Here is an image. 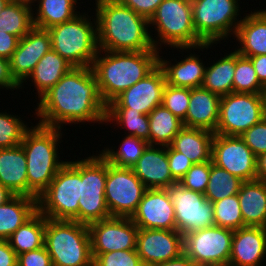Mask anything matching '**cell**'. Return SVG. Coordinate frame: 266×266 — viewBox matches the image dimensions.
<instances>
[{
    "instance_id": "obj_39",
    "label": "cell",
    "mask_w": 266,
    "mask_h": 266,
    "mask_svg": "<svg viewBox=\"0 0 266 266\" xmlns=\"http://www.w3.org/2000/svg\"><path fill=\"white\" fill-rule=\"evenodd\" d=\"M264 87L258 80L251 60L236 51V68L233 77V92L262 94Z\"/></svg>"
},
{
    "instance_id": "obj_31",
    "label": "cell",
    "mask_w": 266,
    "mask_h": 266,
    "mask_svg": "<svg viewBox=\"0 0 266 266\" xmlns=\"http://www.w3.org/2000/svg\"><path fill=\"white\" fill-rule=\"evenodd\" d=\"M78 0H37L33 5V25L41 29H49L74 19L80 14L76 11ZM37 6V7H36ZM36 11V12H35ZM35 12V13H34ZM35 15V16H34Z\"/></svg>"
},
{
    "instance_id": "obj_19",
    "label": "cell",
    "mask_w": 266,
    "mask_h": 266,
    "mask_svg": "<svg viewBox=\"0 0 266 266\" xmlns=\"http://www.w3.org/2000/svg\"><path fill=\"white\" fill-rule=\"evenodd\" d=\"M51 36L47 29L33 27L19 40L18 47L9 59L10 72L15 81L24 88L26 79L39 60L50 50Z\"/></svg>"
},
{
    "instance_id": "obj_58",
    "label": "cell",
    "mask_w": 266,
    "mask_h": 266,
    "mask_svg": "<svg viewBox=\"0 0 266 266\" xmlns=\"http://www.w3.org/2000/svg\"><path fill=\"white\" fill-rule=\"evenodd\" d=\"M263 99H264V110H265V118H266V88L263 91Z\"/></svg>"
},
{
    "instance_id": "obj_12",
    "label": "cell",
    "mask_w": 266,
    "mask_h": 266,
    "mask_svg": "<svg viewBox=\"0 0 266 266\" xmlns=\"http://www.w3.org/2000/svg\"><path fill=\"white\" fill-rule=\"evenodd\" d=\"M175 210V230L181 235L215 225L213 203L205 195L176 182L165 188Z\"/></svg>"
},
{
    "instance_id": "obj_27",
    "label": "cell",
    "mask_w": 266,
    "mask_h": 266,
    "mask_svg": "<svg viewBox=\"0 0 266 266\" xmlns=\"http://www.w3.org/2000/svg\"><path fill=\"white\" fill-rule=\"evenodd\" d=\"M215 133L200 129L183 127L174 137L170 146L183 153L193 164L212 161V144Z\"/></svg>"
},
{
    "instance_id": "obj_45",
    "label": "cell",
    "mask_w": 266,
    "mask_h": 266,
    "mask_svg": "<svg viewBox=\"0 0 266 266\" xmlns=\"http://www.w3.org/2000/svg\"><path fill=\"white\" fill-rule=\"evenodd\" d=\"M240 137L256 157L266 153V118L261 122L254 124Z\"/></svg>"
},
{
    "instance_id": "obj_46",
    "label": "cell",
    "mask_w": 266,
    "mask_h": 266,
    "mask_svg": "<svg viewBox=\"0 0 266 266\" xmlns=\"http://www.w3.org/2000/svg\"><path fill=\"white\" fill-rule=\"evenodd\" d=\"M167 157L171 175L178 182L192 167L193 163L183 153L167 146Z\"/></svg>"
},
{
    "instance_id": "obj_8",
    "label": "cell",
    "mask_w": 266,
    "mask_h": 266,
    "mask_svg": "<svg viewBox=\"0 0 266 266\" xmlns=\"http://www.w3.org/2000/svg\"><path fill=\"white\" fill-rule=\"evenodd\" d=\"M81 160L67 161L37 198V210L52 220L79 222Z\"/></svg>"
},
{
    "instance_id": "obj_30",
    "label": "cell",
    "mask_w": 266,
    "mask_h": 266,
    "mask_svg": "<svg viewBox=\"0 0 266 266\" xmlns=\"http://www.w3.org/2000/svg\"><path fill=\"white\" fill-rule=\"evenodd\" d=\"M37 211V199L15 195L0 205V240H7Z\"/></svg>"
},
{
    "instance_id": "obj_51",
    "label": "cell",
    "mask_w": 266,
    "mask_h": 266,
    "mask_svg": "<svg viewBox=\"0 0 266 266\" xmlns=\"http://www.w3.org/2000/svg\"><path fill=\"white\" fill-rule=\"evenodd\" d=\"M18 255L7 240H0V266H17Z\"/></svg>"
},
{
    "instance_id": "obj_25",
    "label": "cell",
    "mask_w": 266,
    "mask_h": 266,
    "mask_svg": "<svg viewBox=\"0 0 266 266\" xmlns=\"http://www.w3.org/2000/svg\"><path fill=\"white\" fill-rule=\"evenodd\" d=\"M240 46L236 51L244 57L266 54V9L247 13L233 37ZM240 47V48H239Z\"/></svg>"
},
{
    "instance_id": "obj_47",
    "label": "cell",
    "mask_w": 266,
    "mask_h": 266,
    "mask_svg": "<svg viewBox=\"0 0 266 266\" xmlns=\"http://www.w3.org/2000/svg\"><path fill=\"white\" fill-rule=\"evenodd\" d=\"M17 266H53L52 259L45 246L23 252L17 257Z\"/></svg>"
},
{
    "instance_id": "obj_9",
    "label": "cell",
    "mask_w": 266,
    "mask_h": 266,
    "mask_svg": "<svg viewBox=\"0 0 266 266\" xmlns=\"http://www.w3.org/2000/svg\"><path fill=\"white\" fill-rule=\"evenodd\" d=\"M191 4L194 29L206 44L217 45L234 37L242 21L240 0H195Z\"/></svg>"
},
{
    "instance_id": "obj_49",
    "label": "cell",
    "mask_w": 266,
    "mask_h": 266,
    "mask_svg": "<svg viewBox=\"0 0 266 266\" xmlns=\"http://www.w3.org/2000/svg\"><path fill=\"white\" fill-rule=\"evenodd\" d=\"M20 38L0 31V57L10 59L16 48L18 47Z\"/></svg>"
},
{
    "instance_id": "obj_7",
    "label": "cell",
    "mask_w": 266,
    "mask_h": 266,
    "mask_svg": "<svg viewBox=\"0 0 266 266\" xmlns=\"http://www.w3.org/2000/svg\"><path fill=\"white\" fill-rule=\"evenodd\" d=\"M152 26H155V34L157 33V37H153L155 34L151 33L156 50L161 51L163 45H168L171 49L173 47L175 50L176 48H196L206 44L194 29L190 1L163 0L149 20V27Z\"/></svg>"
},
{
    "instance_id": "obj_29",
    "label": "cell",
    "mask_w": 266,
    "mask_h": 266,
    "mask_svg": "<svg viewBox=\"0 0 266 266\" xmlns=\"http://www.w3.org/2000/svg\"><path fill=\"white\" fill-rule=\"evenodd\" d=\"M73 66L52 49L37 63L27 80L31 81L40 98L52 88Z\"/></svg>"
},
{
    "instance_id": "obj_20",
    "label": "cell",
    "mask_w": 266,
    "mask_h": 266,
    "mask_svg": "<svg viewBox=\"0 0 266 266\" xmlns=\"http://www.w3.org/2000/svg\"><path fill=\"white\" fill-rule=\"evenodd\" d=\"M131 220L139 229L175 230V210L166 189H146Z\"/></svg>"
},
{
    "instance_id": "obj_5",
    "label": "cell",
    "mask_w": 266,
    "mask_h": 266,
    "mask_svg": "<svg viewBox=\"0 0 266 266\" xmlns=\"http://www.w3.org/2000/svg\"><path fill=\"white\" fill-rule=\"evenodd\" d=\"M47 30L53 51L73 67L92 66L99 51L96 18L80 13L74 19Z\"/></svg>"
},
{
    "instance_id": "obj_33",
    "label": "cell",
    "mask_w": 266,
    "mask_h": 266,
    "mask_svg": "<svg viewBox=\"0 0 266 266\" xmlns=\"http://www.w3.org/2000/svg\"><path fill=\"white\" fill-rule=\"evenodd\" d=\"M46 217L38 210L24 222L8 239L17 255L44 246Z\"/></svg>"
},
{
    "instance_id": "obj_43",
    "label": "cell",
    "mask_w": 266,
    "mask_h": 266,
    "mask_svg": "<svg viewBox=\"0 0 266 266\" xmlns=\"http://www.w3.org/2000/svg\"><path fill=\"white\" fill-rule=\"evenodd\" d=\"M93 266H144L136 250L92 254Z\"/></svg>"
},
{
    "instance_id": "obj_40",
    "label": "cell",
    "mask_w": 266,
    "mask_h": 266,
    "mask_svg": "<svg viewBox=\"0 0 266 266\" xmlns=\"http://www.w3.org/2000/svg\"><path fill=\"white\" fill-rule=\"evenodd\" d=\"M215 225L230 230L244 227L238 195L213 202Z\"/></svg>"
},
{
    "instance_id": "obj_18",
    "label": "cell",
    "mask_w": 266,
    "mask_h": 266,
    "mask_svg": "<svg viewBox=\"0 0 266 266\" xmlns=\"http://www.w3.org/2000/svg\"><path fill=\"white\" fill-rule=\"evenodd\" d=\"M136 252L144 266H153L184 253L183 235L176 230L138 229Z\"/></svg>"
},
{
    "instance_id": "obj_59",
    "label": "cell",
    "mask_w": 266,
    "mask_h": 266,
    "mask_svg": "<svg viewBox=\"0 0 266 266\" xmlns=\"http://www.w3.org/2000/svg\"><path fill=\"white\" fill-rule=\"evenodd\" d=\"M200 266H230L229 264H210V265H200Z\"/></svg>"
},
{
    "instance_id": "obj_37",
    "label": "cell",
    "mask_w": 266,
    "mask_h": 266,
    "mask_svg": "<svg viewBox=\"0 0 266 266\" xmlns=\"http://www.w3.org/2000/svg\"><path fill=\"white\" fill-rule=\"evenodd\" d=\"M244 181L210 161V177L204 193L207 200L216 202L238 194Z\"/></svg>"
},
{
    "instance_id": "obj_13",
    "label": "cell",
    "mask_w": 266,
    "mask_h": 266,
    "mask_svg": "<svg viewBox=\"0 0 266 266\" xmlns=\"http://www.w3.org/2000/svg\"><path fill=\"white\" fill-rule=\"evenodd\" d=\"M146 189L132 168L107 162L105 200L111 217L131 218Z\"/></svg>"
},
{
    "instance_id": "obj_48",
    "label": "cell",
    "mask_w": 266,
    "mask_h": 266,
    "mask_svg": "<svg viewBox=\"0 0 266 266\" xmlns=\"http://www.w3.org/2000/svg\"><path fill=\"white\" fill-rule=\"evenodd\" d=\"M122 5L129 7L137 14L147 18L154 15L157 7L163 0H118Z\"/></svg>"
},
{
    "instance_id": "obj_34",
    "label": "cell",
    "mask_w": 266,
    "mask_h": 266,
    "mask_svg": "<svg viewBox=\"0 0 266 266\" xmlns=\"http://www.w3.org/2000/svg\"><path fill=\"white\" fill-rule=\"evenodd\" d=\"M149 145L169 146L184 127L182 120L163 105L155 107L149 114Z\"/></svg>"
},
{
    "instance_id": "obj_42",
    "label": "cell",
    "mask_w": 266,
    "mask_h": 266,
    "mask_svg": "<svg viewBox=\"0 0 266 266\" xmlns=\"http://www.w3.org/2000/svg\"><path fill=\"white\" fill-rule=\"evenodd\" d=\"M190 88L175 87L166 83L162 105L180 120H184L189 106Z\"/></svg>"
},
{
    "instance_id": "obj_52",
    "label": "cell",
    "mask_w": 266,
    "mask_h": 266,
    "mask_svg": "<svg viewBox=\"0 0 266 266\" xmlns=\"http://www.w3.org/2000/svg\"><path fill=\"white\" fill-rule=\"evenodd\" d=\"M257 73L260 84L266 88V54L248 57Z\"/></svg>"
},
{
    "instance_id": "obj_22",
    "label": "cell",
    "mask_w": 266,
    "mask_h": 266,
    "mask_svg": "<svg viewBox=\"0 0 266 266\" xmlns=\"http://www.w3.org/2000/svg\"><path fill=\"white\" fill-rule=\"evenodd\" d=\"M266 228L244 226L234 230L230 266H262L266 258Z\"/></svg>"
},
{
    "instance_id": "obj_11",
    "label": "cell",
    "mask_w": 266,
    "mask_h": 266,
    "mask_svg": "<svg viewBox=\"0 0 266 266\" xmlns=\"http://www.w3.org/2000/svg\"><path fill=\"white\" fill-rule=\"evenodd\" d=\"M264 118L263 94L231 92L221 96L215 134L241 136Z\"/></svg>"
},
{
    "instance_id": "obj_16",
    "label": "cell",
    "mask_w": 266,
    "mask_h": 266,
    "mask_svg": "<svg viewBox=\"0 0 266 266\" xmlns=\"http://www.w3.org/2000/svg\"><path fill=\"white\" fill-rule=\"evenodd\" d=\"M166 76L158 65L144 79L139 80L107 105V111H138L148 115L162 105Z\"/></svg>"
},
{
    "instance_id": "obj_28",
    "label": "cell",
    "mask_w": 266,
    "mask_h": 266,
    "mask_svg": "<svg viewBox=\"0 0 266 266\" xmlns=\"http://www.w3.org/2000/svg\"><path fill=\"white\" fill-rule=\"evenodd\" d=\"M237 195L244 226L266 228V181H245Z\"/></svg>"
},
{
    "instance_id": "obj_17",
    "label": "cell",
    "mask_w": 266,
    "mask_h": 266,
    "mask_svg": "<svg viewBox=\"0 0 266 266\" xmlns=\"http://www.w3.org/2000/svg\"><path fill=\"white\" fill-rule=\"evenodd\" d=\"M88 226L92 254L136 250L138 227L127 217H109Z\"/></svg>"
},
{
    "instance_id": "obj_14",
    "label": "cell",
    "mask_w": 266,
    "mask_h": 266,
    "mask_svg": "<svg viewBox=\"0 0 266 266\" xmlns=\"http://www.w3.org/2000/svg\"><path fill=\"white\" fill-rule=\"evenodd\" d=\"M233 230L211 226L183 235L184 254L197 266L228 264Z\"/></svg>"
},
{
    "instance_id": "obj_32",
    "label": "cell",
    "mask_w": 266,
    "mask_h": 266,
    "mask_svg": "<svg viewBox=\"0 0 266 266\" xmlns=\"http://www.w3.org/2000/svg\"><path fill=\"white\" fill-rule=\"evenodd\" d=\"M213 60L210 66L205 68L202 88L224 96L233 92V77L236 68V50L228 54L225 53L224 57Z\"/></svg>"
},
{
    "instance_id": "obj_6",
    "label": "cell",
    "mask_w": 266,
    "mask_h": 266,
    "mask_svg": "<svg viewBox=\"0 0 266 266\" xmlns=\"http://www.w3.org/2000/svg\"><path fill=\"white\" fill-rule=\"evenodd\" d=\"M44 246L53 266H93L86 224L46 218Z\"/></svg>"
},
{
    "instance_id": "obj_44",
    "label": "cell",
    "mask_w": 266,
    "mask_h": 266,
    "mask_svg": "<svg viewBox=\"0 0 266 266\" xmlns=\"http://www.w3.org/2000/svg\"><path fill=\"white\" fill-rule=\"evenodd\" d=\"M210 177V161L193 164L179 180L185 188L204 194Z\"/></svg>"
},
{
    "instance_id": "obj_56",
    "label": "cell",
    "mask_w": 266,
    "mask_h": 266,
    "mask_svg": "<svg viewBox=\"0 0 266 266\" xmlns=\"http://www.w3.org/2000/svg\"><path fill=\"white\" fill-rule=\"evenodd\" d=\"M10 1L18 2V3H24V4L32 6L35 4V2L37 0H10Z\"/></svg>"
},
{
    "instance_id": "obj_4",
    "label": "cell",
    "mask_w": 266,
    "mask_h": 266,
    "mask_svg": "<svg viewBox=\"0 0 266 266\" xmlns=\"http://www.w3.org/2000/svg\"><path fill=\"white\" fill-rule=\"evenodd\" d=\"M61 130L37 124L23 136L20 145L26 154L28 197L37 199L67 162L59 156L58 146L64 135Z\"/></svg>"
},
{
    "instance_id": "obj_1",
    "label": "cell",
    "mask_w": 266,
    "mask_h": 266,
    "mask_svg": "<svg viewBox=\"0 0 266 266\" xmlns=\"http://www.w3.org/2000/svg\"><path fill=\"white\" fill-rule=\"evenodd\" d=\"M40 100V101H39ZM35 107L39 125L64 128L67 124H106L107 105L101 98L91 67H72Z\"/></svg>"
},
{
    "instance_id": "obj_57",
    "label": "cell",
    "mask_w": 266,
    "mask_h": 266,
    "mask_svg": "<svg viewBox=\"0 0 266 266\" xmlns=\"http://www.w3.org/2000/svg\"><path fill=\"white\" fill-rule=\"evenodd\" d=\"M9 1L10 0H0V12L4 9V7Z\"/></svg>"
},
{
    "instance_id": "obj_10",
    "label": "cell",
    "mask_w": 266,
    "mask_h": 266,
    "mask_svg": "<svg viewBox=\"0 0 266 266\" xmlns=\"http://www.w3.org/2000/svg\"><path fill=\"white\" fill-rule=\"evenodd\" d=\"M107 161L97 154L81 159V197L79 223H90L109 218L105 200Z\"/></svg>"
},
{
    "instance_id": "obj_24",
    "label": "cell",
    "mask_w": 266,
    "mask_h": 266,
    "mask_svg": "<svg viewBox=\"0 0 266 266\" xmlns=\"http://www.w3.org/2000/svg\"><path fill=\"white\" fill-rule=\"evenodd\" d=\"M221 96L202 87L190 88V100L184 127L200 128L215 133L219 121Z\"/></svg>"
},
{
    "instance_id": "obj_36",
    "label": "cell",
    "mask_w": 266,
    "mask_h": 266,
    "mask_svg": "<svg viewBox=\"0 0 266 266\" xmlns=\"http://www.w3.org/2000/svg\"><path fill=\"white\" fill-rule=\"evenodd\" d=\"M149 143L135 136H124L118 149L104 147L99 154L110 164L117 167L132 168L142 156ZM116 150V151H115Z\"/></svg>"
},
{
    "instance_id": "obj_35",
    "label": "cell",
    "mask_w": 266,
    "mask_h": 266,
    "mask_svg": "<svg viewBox=\"0 0 266 266\" xmlns=\"http://www.w3.org/2000/svg\"><path fill=\"white\" fill-rule=\"evenodd\" d=\"M33 6L9 1L0 12V31L24 37L33 27Z\"/></svg>"
},
{
    "instance_id": "obj_54",
    "label": "cell",
    "mask_w": 266,
    "mask_h": 266,
    "mask_svg": "<svg viewBox=\"0 0 266 266\" xmlns=\"http://www.w3.org/2000/svg\"><path fill=\"white\" fill-rule=\"evenodd\" d=\"M257 180L266 181V153L257 157L256 160Z\"/></svg>"
},
{
    "instance_id": "obj_55",
    "label": "cell",
    "mask_w": 266,
    "mask_h": 266,
    "mask_svg": "<svg viewBox=\"0 0 266 266\" xmlns=\"http://www.w3.org/2000/svg\"><path fill=\"white\" fill-rule=\"evenodd\" d=\"M15 196L7 187L0 184V205L7 203Z\"/></svg>"
},
{
    "instance_id": "obj_23",
    "label": "cell",
    "mask_w": 266,
    "mask_h": 266,
    "mask_svg": "<svg viewBox=\"0 0 266 266\" xmlns=\"http://www.w3.org/2000/svg\"><path fill=\"white\" fill-rule=\"evenodd\" d=\"M132 169L147 189H165L177 182L170 172L167 146L148 145Z\"/></svg>"
},
{
    "instance_id": "obj_15",
    "label": "cell",
    "mask_w": 266,
    "mask_h": 266,
    "mask_svg": "<svg viewBox=\"0 0 266 266\" xmlns=\"http://www.w3.org/2000/svg\"><path fill=\"white\" fill-rule=\"evenodd\" d=\"M257 157L240 136L215 134L212 144V163L241 180L257 179Z\"/></svg>"
},
{
    "instance_id": "obj_38",
    "label": "cell",
    "mask_w": 266,
    "mask_h": 266,
    "mask_svg": "<svg viewBox=\"0 0 266 266\" xmlns=\"http://www.w3.org/2000/svg\"><path fill=\"white\" fill-rule=\"evenodd\" d=\"M108 122L114 123L118 128H125L128 131L124 132L126 135L135 136L149 143L150 130L148 115L138 111H106L105 123Z\"/></svg>"
},
{
    "instance_id": "obj_50",
    "label": "cell",
    "mask_w": 266,
    "mask_h": 266,
    "mask_svg": "<svg viewBox=\"0 0 266 266\" xmlns=\"http://www.w3.org/2000/svg\"><path fill=\"white\" fill-rule=\"evenodd\" d=\"M17 90L20 85L15 81L10 72L9 60L0 57V89Z\"/></svg>"
},
{
    "instance_id": "obj_26",
    "label": "cell",
    "mask_w": 266,
    "mask_h": 266,
    "mask_svg": "<svg viewBox=\"0 0 266 266\" xmlns=\"http://www.w3.org/2000/svg\"><path fill=\"white\" fill-rule=\"evenodd\" d=\"M0 184L15 195L28 196L27 161L21 145L0 149Z\"/></svg>"
},
{
    "instance_id": "obj_41",
    "label": "cell",
    "mask_w": 266,
    "mask_h": 266,
    "mask_svg": "<svg viewBox=\"0 0 266 266\" xmlns=\"http://www.w3.org/2000/svg\"><path fill=\"white\" fill-rule=\"evenodd\" d=\"M20 118L10 112H0V149L13 148L21 144L29 126Z\"/></svg>"
},
{
    "instance_id": "obj_53",
    "label": "cell",
    "mask_w": 266,
    "mask_h": 266,
    "mask_svg": "<svg viewBox=\"0 0 266 266\" xmlns=\"http://www.w3.org/2000/svg\"><path fill=\"white\" fill-rule=\"evenodd\" d=\"M153 266H197L189 257L182 253L179 257Z\"/></svg>"
},
{
    "instance_id": "obj_2",
    "label": "cell",
    "mask_w": 266,
    "mask_h": 266,
    "mask_svg": "<svg viewBox=\"0 0 266 266\" xmlns=\"http://www.w3.org/2000/svg\"><path fill=\"white\" fill-rule=\"evenodd\" d=\"M95 4L99 50H156L147 18L122 5L118 0H95Z\"/></svg>"
},
{
    "instance_id": "obj_21",
    "label": "cell",
    "mask_w": 266,
    "mask_h": 266,
    "mask_svg": "<svg viewBox=\"0 0 266 266\" xmlns=\"http://www.w3.org/2000/svg\"><path fill=\"white\" fill-rule=\"evenodd\" d=\"M214 44H204L199 47H193V53H191L192 48H177V50H186L189 53L186 57L184 56L181 61L171 60L167 61L163 56H160L159 52V66L163 69L166 76V83L175 87H187V88H198L202 86L203 78L205 74V63L199 58L201 55L195 54L194 50L199 49L203 52L205 49H209ZM190 50V51H189ZM189 51V52H188Z\"/></svg>"
},
{
    "instance_id": "obj_3",
    "label": "cell",
    "mask_w": 266,
    "mask_h": 266,
    "mask_svg": "<svg viewBox=\"0 0 266 266\" xmlns=\"http://www.w3.org/2000/svg\"><path fill=\"white\" fill-rule=\"evenodd\" d=\"M159 51L99 50L91 68L104 103L110 104L151 73L159 65Z\"/></svg>"
}]
</instances>
